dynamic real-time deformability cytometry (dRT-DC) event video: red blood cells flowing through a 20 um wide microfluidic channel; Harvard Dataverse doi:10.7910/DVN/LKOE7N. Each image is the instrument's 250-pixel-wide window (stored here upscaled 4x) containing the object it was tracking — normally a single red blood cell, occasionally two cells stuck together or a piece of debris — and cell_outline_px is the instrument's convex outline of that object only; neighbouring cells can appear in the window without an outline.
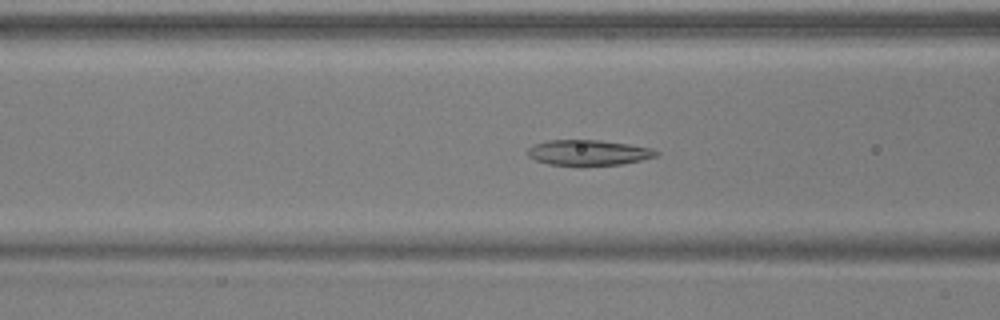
{"species": "common noctule bat (a hibernating species)", "species_latin": "Nyctalus noctula", "temperature_condition": "warm", "stored_images_in_passage": 47, "camera_frame_rate_fps": 3000, "um_per_image_px": 0.085, "animal": {"sex": "male", "body_mass_g": 17.9, "forearm_length_mm": 54.2}, "frame": {"image": 1, "passage_image": 16, "time_ms": 5.0, "image_size_px": [1000, 320], "cell_outline_px": [[660, 152], [656, 156], [640, 160], [620, 164], [580, 168], [548, 164], [536, 160], [528, 156], [528, 148], [536, 144], [548, 140], [600, 140], [628, 144], [652, 148]], "centroid_in_image_um": [50.0, 13.01], "position_along_channel_um": 116.6, "area_um2": 19.59}}
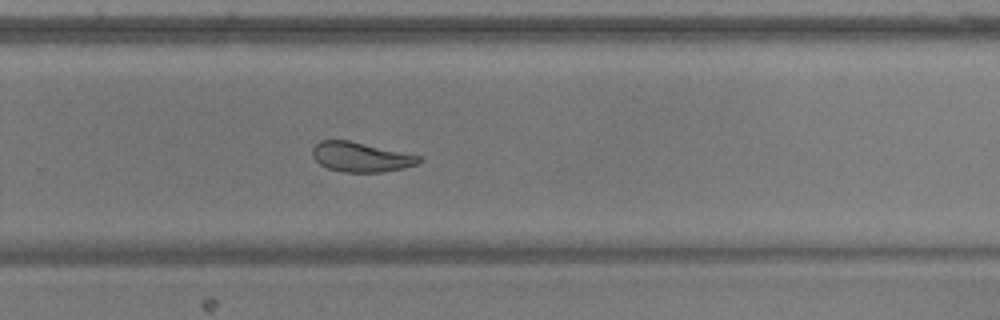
{"frame": {"image": 2, "passage_image": 30, "time_ms": 9.667, "image_size_px": [1000, 320], "cell_outline_px": [[424, 160], [416, 164], [404, 168], [380, 172], [344, 172], [328, 168], [320, 164], [312, 156], [312, 148], [320, 140], [348, 140], [420, 156]], "centroid_in_image_um": [30.65, 13.35], "position_along_channel_um": 299.1, "area_um2": 18.26}}
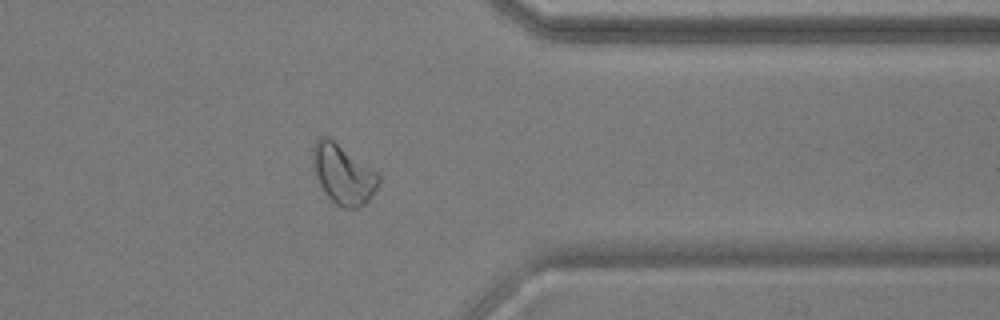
{"frame": {"image": 3, "passage_image": 37, "time_ms": 12.0, "image_size_px": [1000, 320], "cell_outline_px": [[380, 180], [376, 188], [368, 200], [364, 204], [356, 208], [344, 208], [336, 204], [324, 192], [316, 176], [312, 164], [312, 148], [316, 140], [320, 136], [328, 136], [376, 172], [380, 176]], "centroid_in_image_um": [29.13, 14.8], "position_along_channel_um": 382.3, "area_um2": 22.48}, "authors_computed_cell_mechanics": {"area_um2": 20.5768, "velocity_mm_per_s": 3.9145, "shape_relaxation_time_tau1_ms": 4.4389, "shape_relaxation_time_tau2_ms": 2.1805, "deformation_change_tau1": 0.1558, "deformation_change_tau2": 0.0877}}